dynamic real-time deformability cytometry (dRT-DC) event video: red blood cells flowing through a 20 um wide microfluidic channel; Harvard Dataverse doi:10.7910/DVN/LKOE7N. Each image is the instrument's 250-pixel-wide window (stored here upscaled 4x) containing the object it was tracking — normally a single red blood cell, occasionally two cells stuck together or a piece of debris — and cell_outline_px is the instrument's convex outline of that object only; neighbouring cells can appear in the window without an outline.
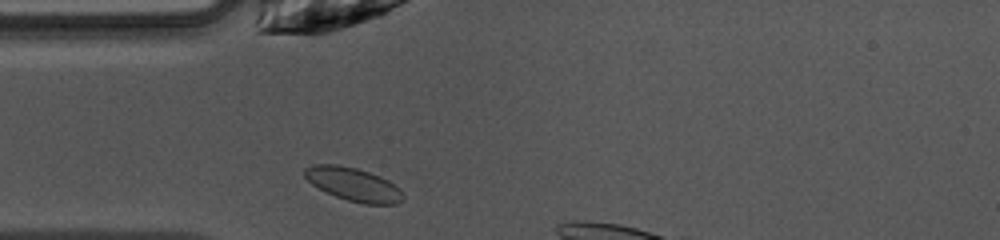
{"species": "common noctule bat (a hibernating species)", "species_latin": "Nyctalus noctula", "temperature_condition": "warm", "stored_images_in_passage": 4, "camera_frame_rate_fps": 3000, "um_per_image_px": 0.085, "animal": {"sex": "female", "body_mass_g": 10.0, "forearm_length_mm": 53.1}, "frame": {"image": 1, "passage_image": 1, "time_ms": 0.0, "image_size_px": [1000, 240], "cell_outline_px": [[404, 200], [396, 204], [364, 204], [348, 200], [336, 196], [312, 184], [304, 176], [304, 168], [312, 164], [336, 164], [356, 168], [380, 176], [388, 180], [404, 196]], "centroid_in_image_um": [30.02, 15.66], "position_along_channel_um": 55.0, "area_um2": 18.84}}